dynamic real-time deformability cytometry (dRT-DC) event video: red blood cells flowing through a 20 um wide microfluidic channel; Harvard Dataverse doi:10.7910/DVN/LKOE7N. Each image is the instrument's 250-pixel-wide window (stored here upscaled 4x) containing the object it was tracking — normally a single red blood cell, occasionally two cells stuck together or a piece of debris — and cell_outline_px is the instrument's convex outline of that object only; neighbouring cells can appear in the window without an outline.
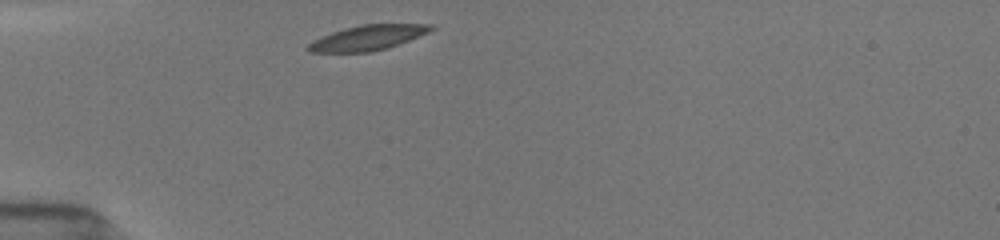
{"species": "common noctule bat (a hibernating species)", "species_latin": "Nyctalus noctula", "temperature_condition": "room temperature", "stored_images_in_passage": 16, "camera_frame_rate_fps": 3000, "um_per_image_px": 0.085, "animal": {"sex": "female", "body_mass_g": 19.5, "forearm_length_mm": 54.1}, "frame": {"image": 1, "passage_image": 1, "time_ms": 0.0, "image_size_px": [1000, 240], "cell_outline_px": [[436, 28], [428, 32], [408, 40], [372, 52], [308, 52], [304, 48], [308, 44], [332, 32], [344, 28], [360, 24], [432, 24]], "centroid_in_image_um": [31.24, 3.2], "position_along_channel_um": 53.8, "area_um2": 17.63}}
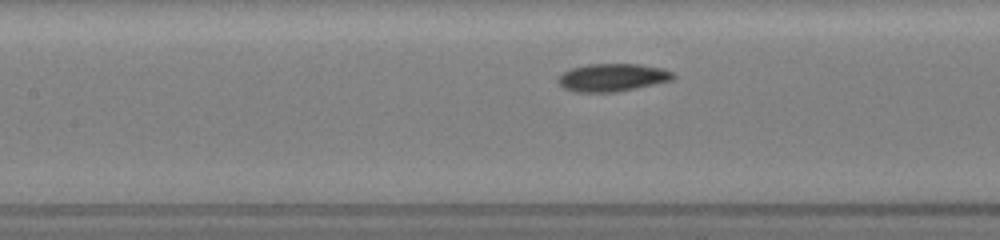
{"frame": {"image": 2, "passage_image": 12, "time_ms": 3.0, "image_size_px": [1000, 240], "cell_outline_px": [[676, 76], [672, 80], [656, 84], [616, 92], [572, 92], [564, 88], [556, 80], [564, 72], [572, 68], [588, 64], [640, 64], [664, 68], [672, 72]], "centroid_in_image_um": [52.08, 6.59], "position_along_channel_um": 155.3, "area_um2": 18.73}}
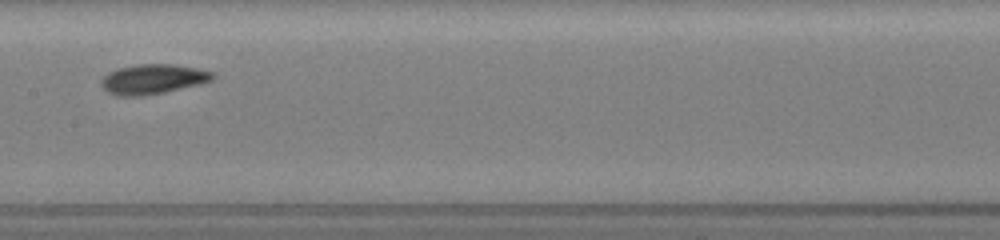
{"frame": {"image": 3, "passage_image": 15, "time_ms": 4.0, "image_size_px": [1000, 240], "cell_outline_px": [[216, 76], [212, 80], [200, 84], [164, 92], [144, 96], [120, 96], [108, 92], [100, 84], [100, 80], [108, 72], [120, 68], [136, 64], [176, 64], [196, 68], [212, 72]], "centroid_in_image_um": [12.99, 6.72], "position_along_channel_um": 194.4, "area_um2": 19.36}}